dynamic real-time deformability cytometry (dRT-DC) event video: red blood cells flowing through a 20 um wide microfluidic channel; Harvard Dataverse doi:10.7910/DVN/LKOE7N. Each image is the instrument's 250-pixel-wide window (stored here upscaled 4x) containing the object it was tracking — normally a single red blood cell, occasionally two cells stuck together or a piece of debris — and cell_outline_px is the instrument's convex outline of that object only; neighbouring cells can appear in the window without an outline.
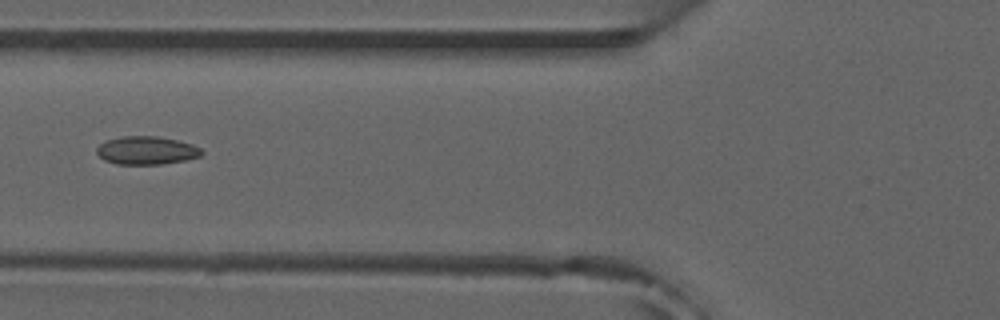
{"species": "common noctule bat (a hibernating species)", "species_latin": "Nyctalus noctula", "temperature_condition": "room temperature", "stored_images_in_passage": 33, "camera_frame_rate_fps": 3000, "um_per_image_px": 0.085, "animal": {"sex": "male", "forearm_length_mm": 52.5}, "frame": {"image": 1, "passage_image": 6, "time_ms": 1.667, "image_size_px": [1000, 320], "cell_outline_px": [[204, 152], [200, 156], [184, 160], [160, 164], [116, 164], [104, 160], [96, 152], [96, 148], [100, 144], [108, 140], [124, 136], [156, 136], [176, 140], [192, 144], [200, 148]], "centroid_in_image_um": [12.45, 12.79], "position_along_channel_um": 113.4, "area_um2": 17.05}, "authors_computed_cell_mechanics": {"area_um2": 16.5308, "velocity_mm_per_s": 3.9329, "shape_relaxation_time_tau1_ms": null, "shape_relaxation_time_tau2_ms": 1.912, "deformation_change_tau1": null, "deformation_change_tau2": 0.0807}}